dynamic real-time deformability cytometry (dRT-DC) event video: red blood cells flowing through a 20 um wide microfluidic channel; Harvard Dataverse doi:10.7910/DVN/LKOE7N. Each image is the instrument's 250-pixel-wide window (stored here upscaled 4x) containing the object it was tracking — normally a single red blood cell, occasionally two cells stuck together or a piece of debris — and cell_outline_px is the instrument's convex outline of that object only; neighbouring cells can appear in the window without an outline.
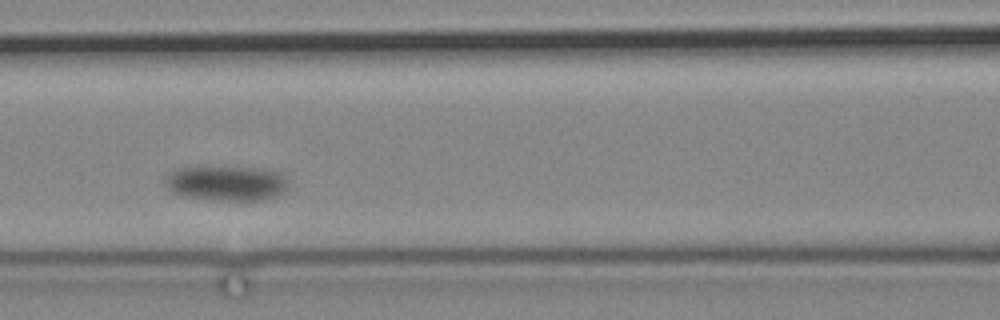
{"species": "common noctule bat (a hibernating species)", "species_latin": "Nyctalus noctula", "temperature_condition": "cold", "stored_images_in_passage": 4, "camera_frame_rate_fps": 3000, "um_per_image_px": 0.085, "animal": {"sex": "male", "body_mass_g": 19.2, "forearm_length_mm": 51.8}, "frame": {"image": 1, "passage_image": 3, "time_ms": 4.667, "image_size_px": [1000, 320], "cell_outline_px": [[288, 188], [280, 196], [268, 200], [208, 200], [184, 196], [172, 192], [164, 184], [164, 180], [176, 168], [264, 168], [284, 172], [288, 180]], "centroid_in_image_um": [19.35, 15.6], "position_along_channel_um": 147.2, "area_um2": 25.43}}
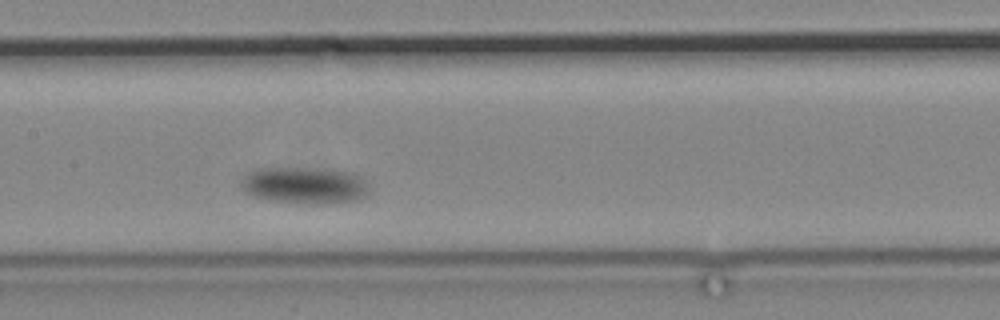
{"frame": {"image": 2, "passage_image": 4, "time_ms": 6.0, "image_size_px": [1000, 320], "cell_outline_px": [[368, 192], [364, 196], [356, 200], [316, 204], [308, 204], [272, 200], [256, 196], [240, 188], [240, 180], [248, 172], [260, 168], [308, 168], [352, 172], [360, 176], [364, 180], [368, 188]], "centroid_in_image_um": [25.87, 15.75], "position_along_channel_um": 181.5, "area_um2": 27.11}}